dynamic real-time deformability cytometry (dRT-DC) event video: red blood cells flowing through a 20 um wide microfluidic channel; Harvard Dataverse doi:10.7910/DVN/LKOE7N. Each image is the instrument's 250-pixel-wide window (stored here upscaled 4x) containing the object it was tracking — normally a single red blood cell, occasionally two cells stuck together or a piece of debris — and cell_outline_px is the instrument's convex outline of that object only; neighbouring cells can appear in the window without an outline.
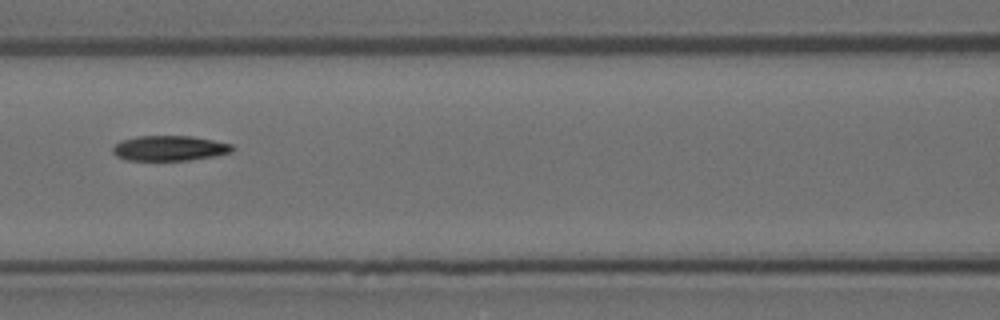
{"species": "Egyptian fruit bat (a non-hibernating species)", "species_latin": "Rousettus aegyptiacus", "temperature_condition": "room temperature", "stored_images_in_passage": 15, "segment_of_instrument_passage": [1, 2], "camera_frame_rate_fps": 3000, "um_per_image_px": 0.085, "animal": {"sex": "female"}, "frame": {"image": 1, "passage_image": 6, "time_ms": 1.667, "image_size_px": [1000, 320], "cell_outline_px": [[236, 148], [232, 152], [212, 156], [188, 160], [128, 160], [116, 156], [112, 152], [112, 148], [120, 140], [136, 136], [192, 136], [232, 144]], "centroid_in_image_um": [14.4, 12.59], "position_along_channel_um": 152.2, "area_um2": 17.51}}
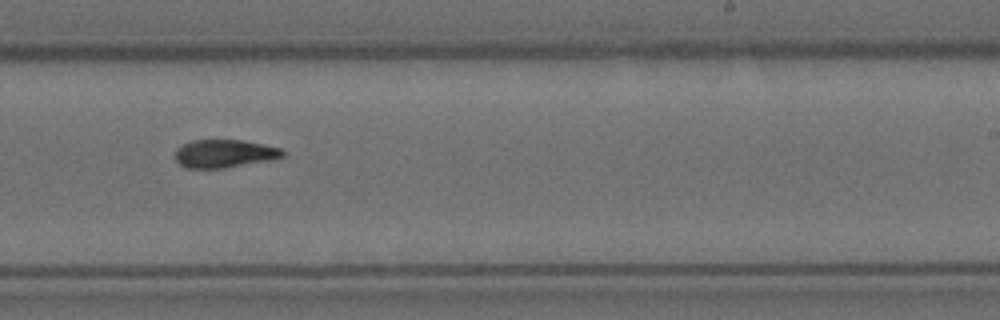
{"frame": {"image": 2, "passage_image": 9, "time_ms": 2.667, "image_size_px": [1000, 320], "cell_outline_px": [[288, 152], [284, 156], [276, 160], [224, 168], [188, 168], [180, 164], [176, 160], [176, 148], [192, 140], [240, 140], [280, 148]], "centroid_in_image_um": [19.14, 13.07], "position_along_channel_um": 269.9, "area_um2": 17.69}}
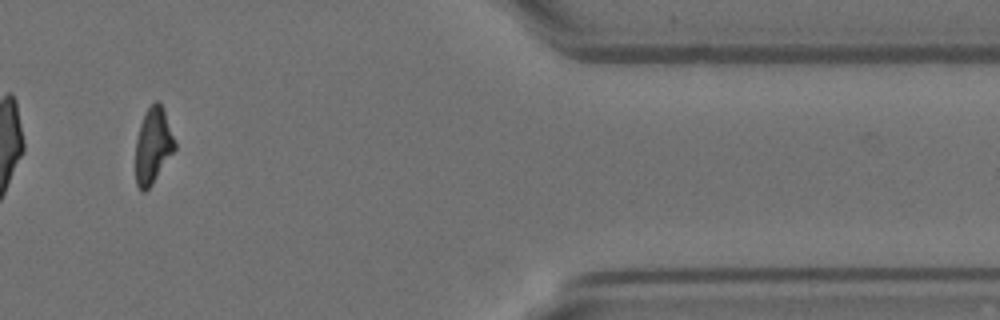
{"frame": {"image": 3, "passage_image": 13, "time_ms": 4.0, "image_size_px": [1000, 320], "cell_outline_px": [[176, 148], [152, 184], [144, 192], [140, 192], [136, 184], [136, 140], [140, 124], [144, 112], [156, 100], [160, 104], [164, 112], [176, 140]], "centroid_in_image_um": [13.0, 12.4], "position_along_channel_um": 398.4, "area_um2": 17.22}}